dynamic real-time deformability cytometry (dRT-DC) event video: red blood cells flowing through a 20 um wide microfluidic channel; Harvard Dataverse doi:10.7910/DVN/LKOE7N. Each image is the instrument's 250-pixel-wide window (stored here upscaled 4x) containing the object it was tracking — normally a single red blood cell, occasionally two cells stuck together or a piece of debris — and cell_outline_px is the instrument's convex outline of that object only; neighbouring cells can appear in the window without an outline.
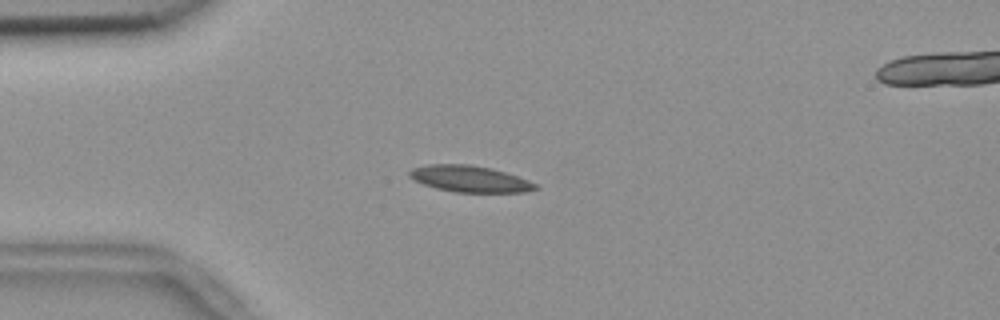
{"species": "common noctule bat (a hibernating species)", "species_latin": "Nyctalus noctula", "temperature_condition": "room temperature", "stored_images_in_passage": 44, "segment_of_instrument_passage": [1, 2], "camera_frame_rate_fps": 3000, "um_per_image_px": 0.085, "animal": {"sex": "female", "body_mass_g": 18.4}, "frame": {"image": 1, "passage_image": 2, "time_ms": 0.333, "image_size_px": [1000, 320], "cell_outline_px": [[540, 188], [524, 192], [456, 192], [436, 188], [424, 184], [408, 176], [408, 172], [412, 168], [428, 164], [468, 164], [492, 168], [528, 180], [536, 184]], "centroid_in_image_um": [39.92, 15.2], "position_along_channel_um": 45.1, "area_um2": 19.25}}
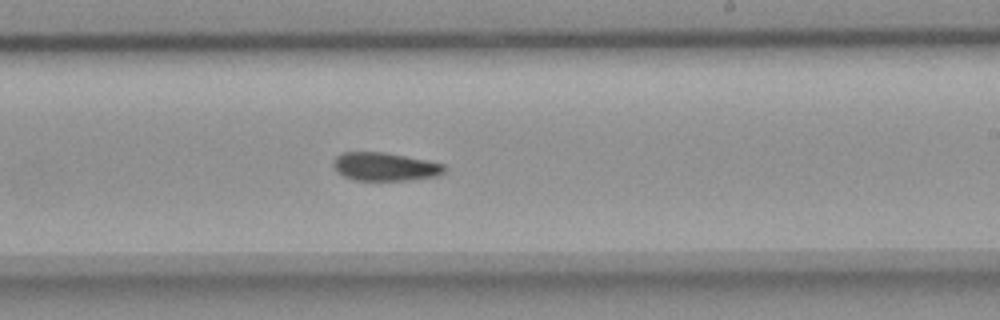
{"frame": {"image": 2, "passage_image": 21, "time_ms": 6.667, "image_size_px": [1000, 320], "cell_outline_px": [[448, 168], [444, 172], [436, 176], [408, 180], [352, 180], [336, 172], [332, 164], [332, 160], [340, 152], [384, 152], [428, 160], [444, 164]], "centroid_in_image_um": [32.69, 14.16], "position_along_channel_um": 256.3, "area_um2": 18.55}}
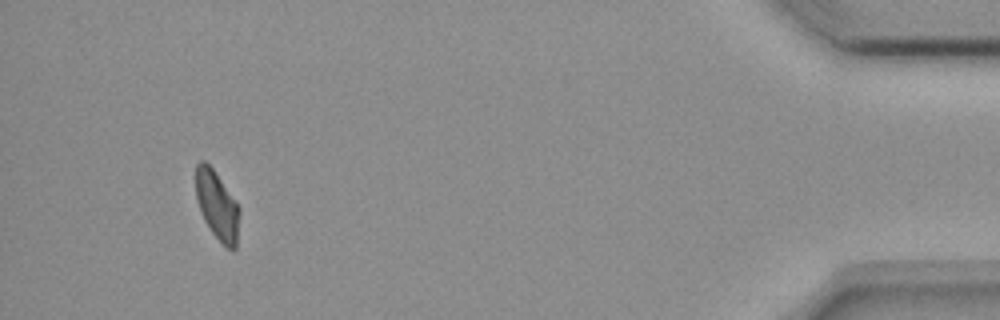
{"frame": {"image": 3, "passage_image": 40, "time_ms": 13.0, "image_size_px": [1000, 320], "cell_outline_px": [[240, 216], [236, 248], [232, 252], [212, 232], [204, 220], [200, 212], [196, 196], [196, 164], [200, 160], [204, 160], [212, 168], [240, 208]], "centroid_in_image_um": [18.46, 17.47], "position_along_channel_um": 416.7, "area_um2": 17.28}}